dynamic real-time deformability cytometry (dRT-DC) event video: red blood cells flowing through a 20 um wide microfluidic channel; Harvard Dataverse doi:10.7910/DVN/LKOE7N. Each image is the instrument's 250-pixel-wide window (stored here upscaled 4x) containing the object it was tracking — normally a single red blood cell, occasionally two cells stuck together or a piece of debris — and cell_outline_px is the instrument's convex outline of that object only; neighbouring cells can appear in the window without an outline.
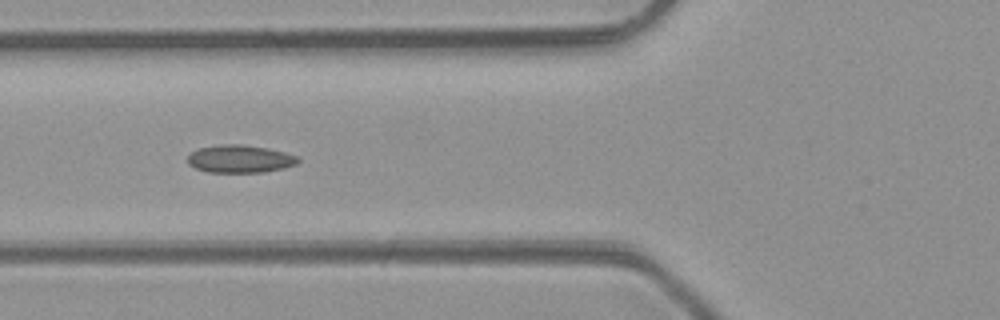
{"species": "common noctule bat (a hibernating species)", "species_latin": "Nyctalus noctula", "temperature_condition": "room temperature", "stored_images_in_passage": 5, "camera_frame_rate_fps": 3000, "um_per_image_px": 0.085, "animal": {"sex": "male", "body_mass_g": 23.1, "forearm_length_mm": 52.7}, "frame": {"image": 1, "passage_image": 5, "time_ms": 4.667, "image_size_px": [1000, 320], "cell_outline_px": [[300, 160], [296, 164], [284, 168], [264, 172], [208, 172], [196, 168], [188, 164], [188, 156], [192, 152], [200, 148], [224, 144], [240, 144], [268, 148], [284, 152], [296, 156]], "centroid_in_image_um": [20.41, 13.51], "position_along_channel_um": 105.4, "area_um2": 17.69}}